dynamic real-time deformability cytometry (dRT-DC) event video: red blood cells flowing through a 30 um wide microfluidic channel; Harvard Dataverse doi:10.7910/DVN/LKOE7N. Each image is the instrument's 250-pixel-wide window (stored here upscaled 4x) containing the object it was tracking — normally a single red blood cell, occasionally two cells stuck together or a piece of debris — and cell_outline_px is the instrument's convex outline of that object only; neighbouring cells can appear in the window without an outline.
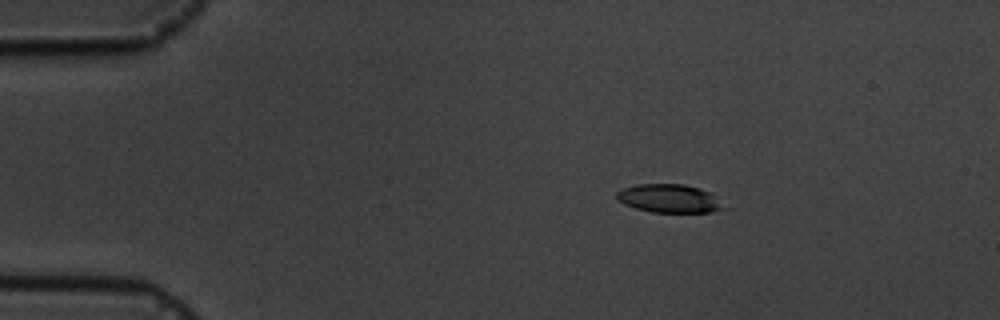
{"species": "common noctule bat (a hibernating species)", "species_latin": "Nyctalus noctula", "temperature_condition": "cold", "stored_images_in_passage": 4, "camera_frame_rate_fps": 3000, "um_per_image_px": 0.085, "animal": {"sex": "male", "body_mass_g": 19.5, "forearm_length_mm": 54.6}, "frame": {"image": 1, "passage_image": 2, "time_ms": 1.333, "image_size_px": [1000, 320], "cell_outline_px": [[720, 208], [708, 212], [652, 212], [636, 208], [624, 204], [616, 200], [616, 192], [624, 188], [636, 184], [684, 184], [700, 188], [708, 192], [712, 196]], "centroid_in_image_um": [56.72, 16.85], "position_along_channel_um": 28.3, "area_um2": 17.11}}